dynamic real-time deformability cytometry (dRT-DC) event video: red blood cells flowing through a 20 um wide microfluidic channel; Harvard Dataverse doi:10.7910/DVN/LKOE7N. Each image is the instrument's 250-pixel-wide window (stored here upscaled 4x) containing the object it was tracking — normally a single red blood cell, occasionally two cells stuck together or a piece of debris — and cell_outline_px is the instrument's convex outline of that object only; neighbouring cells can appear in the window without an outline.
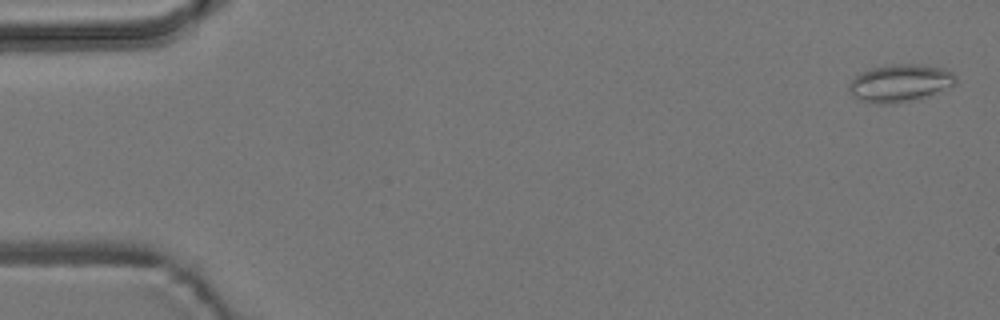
{"species": "common noctule bat (a hibernating species)", "species_latin": "Nyctalus noctula", "temperature_condition": "room temperature", "stored_images_in_passage": 4, "camera_frame_rate_fps": 3000, "um_per_image_px": 0.085, "animal": {"sex": "male", "body_mass_g": 19.2, "forearm_length_mm": 51.8}, "frame": {"image": 1, "passage_image": 1, "time_ms": 0.0, "image_size_px": [1000, 320], "cell_outline_px": [[956, 84], [928, 96], [896, 104], [880, 104], [856, 100], [852, 96], [848, 88], [848, 84], [860, 72], [872, 68], [892, 64], [920, 64], [948, 68], [956, 76]], "centroid_in_image_um": [76.5, 7.06], "position_along_channel_um": 8.5, "area_um2": 23.7}}